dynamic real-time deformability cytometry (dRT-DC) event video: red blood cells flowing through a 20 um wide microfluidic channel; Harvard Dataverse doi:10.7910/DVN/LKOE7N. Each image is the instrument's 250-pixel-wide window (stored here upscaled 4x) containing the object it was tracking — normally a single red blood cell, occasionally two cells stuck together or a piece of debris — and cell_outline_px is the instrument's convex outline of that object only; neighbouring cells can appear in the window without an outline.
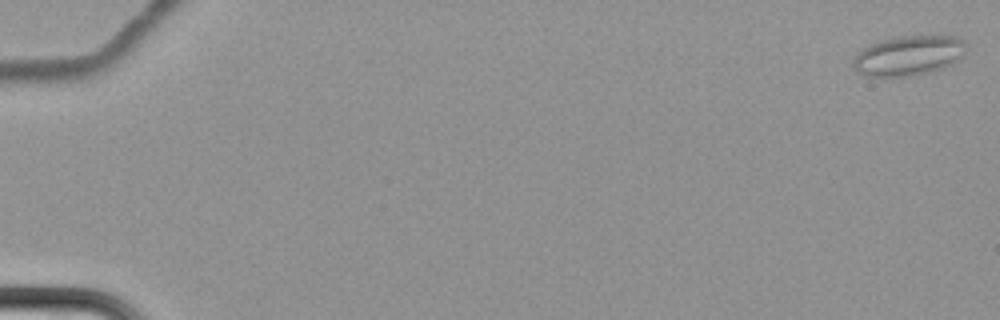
{"species": "common noctule bat (a hibernating species)", "species_latin": "Nyctalus noctula", "temperature_condition": "cold", "stored_images_in_passage": 5, "camera_frame_rate_fps": 3000, "um_per_image_px": 0.085, "animal": {"sex": "female", "body_mass_g": 22.7, "forearm_length_mm": 54.2}, "frame": {"image": 1, "passage_image": 1, "time_ms": 0.0, "image_size_px": [1000, 320], "cell_outline_px": [[964, 56], [960, 60], [944, 68], [912, 76], [864, 76], [852, 64], [852, 60], [864, 48], [872, 44], [884, 40], [900, 36], [956, 36], [964, 40]], "centroid_in_image_um": [77.28, 4.73], "position_along_channel_um": 7.7, "area_um2": 26.01}}